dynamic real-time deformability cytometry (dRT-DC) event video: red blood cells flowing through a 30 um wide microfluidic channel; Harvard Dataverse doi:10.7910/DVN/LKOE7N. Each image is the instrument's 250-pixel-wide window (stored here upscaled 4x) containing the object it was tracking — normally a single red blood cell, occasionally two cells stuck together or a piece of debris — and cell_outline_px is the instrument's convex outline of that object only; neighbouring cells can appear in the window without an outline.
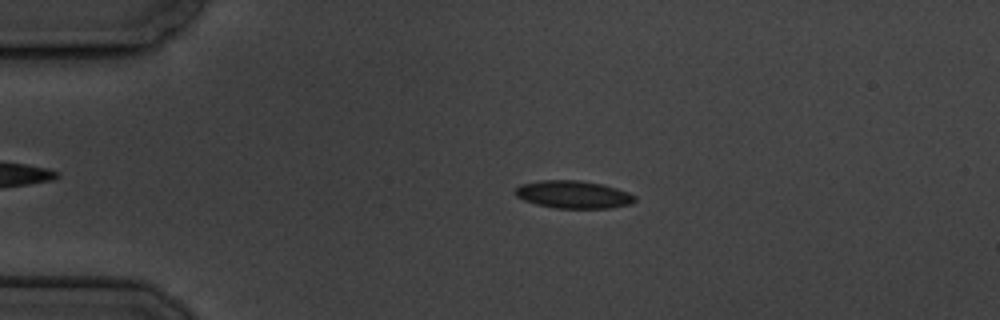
{"species": "common noctule bat (a hibernating species)", "species_latin": "Nyctalus noctula", "temperature_condition": "cold", "stored_images_in_passage": 5, "camera_frame_rate_fps": 3000, "um_per_image_px": 0.085, "animal": {"sex": "male", "body_mass_g": 19.5, "forearm_length_mm": 54.6}, "frame": {"image": 1, "passage_image": 3, "time_ms": 2.333, "image_size_px": [1000, 320], "cell_outline_px": [[636, 200], [632, 204], [612, 208], [556, 208], [536, 204], [524, 200], [516, 196], [512, 192], [520, 184], [540, 180], [580, 180], [600, 184], [616, 188], [628, 192], [636, 196]], "centroid_in_image_um": [48.72, 16.53], "position_along_channel_um": 36.3, "area_um2": 19.42}}
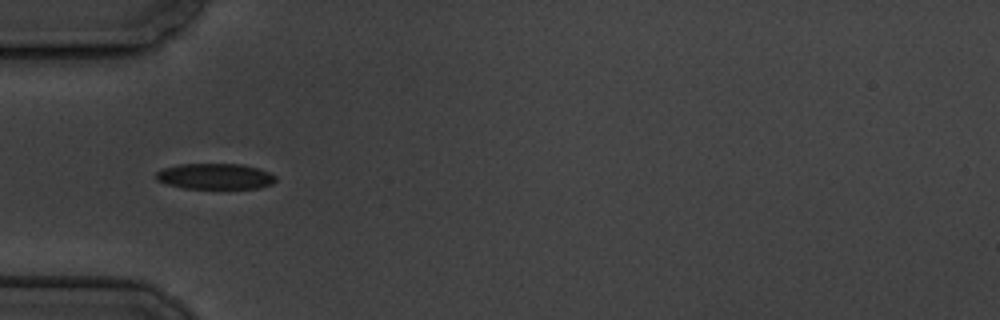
{"frame": {"image": 2, "passage_image": 4, "time_ms": 4.333, "image_size_px": [1000, 320], "cell_outline_px": [[276, 180], [272, 184], [256, 188], [184, 188], [164, 184], [156, 180], [156, 172], [164, 168], [176, 164], [244, 164], [268, 172], [276, 176]], "centroid_in_image_um": [18.25, 14.98], "position_along_channel_um": 66.8, "area_um2": 17.98}}
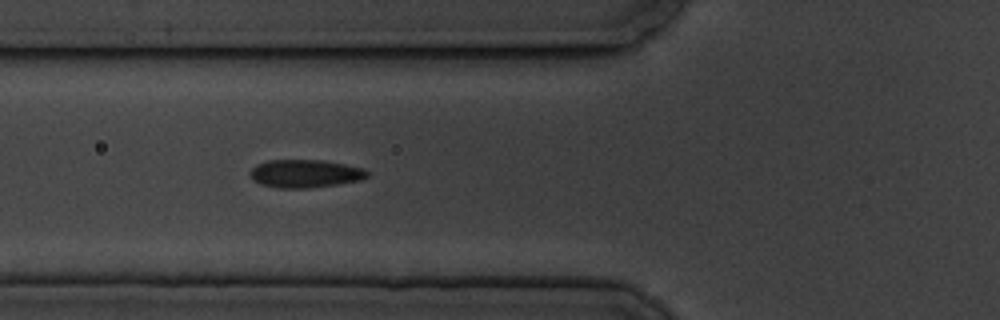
{"frame": {"image": 3, "passage_image": 5, "time_ms": 5.333, "image_size_px": [1000, 320], "cell_outline_px": [[368, 176], [360, 180], [336, 184], [308, 188], [276, 188], [260, 184], [252, 180], [248, 172], [256, 164], [268, 160], [324, 160], [364, 168], [368, 172]], "centroid_in_image_um": [25.89, 14.75], "position_along_channel_um": 99.9, "area_um2": 19.25}}